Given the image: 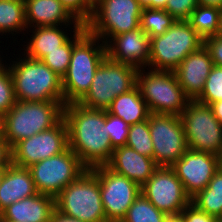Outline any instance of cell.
Masks as SVG:
<instances>
[{
    "mask_svg": "<svg viewBox=\"0 0 222 222\" xmlns=\"http://www.w3.org/2000/svg\"><path fill=\"white\" fill-rule=\"evenodd\" d=\"M191 203L199 210L214 216L217 220L222 217V169L214 174L208 186L191 198Z\"/></svg>",
    "mask_w": 222,
    "mask_h": 222,
    "instance_id": "25",
    "label": "cell"
},
{
    "mask_svg": "<svg viewBox=\"0 0 222 222\" xmlns=\"http://www.w3.org/2000/svg\"><path fill=\"white\" fill-rule=\"evenodd\" d=\"M65 103L58 101H16L1 119V134L12 148L19 141L57 125L63 119Z\"/></svg>",
    "mask_w": 222,
    "mask_h": 222,
    "instance_id": "2",
    "label": "cell"
},
{
    "mask_svg": "<svg viewBox=\"0 0 222 222\" xmlns=\"http://www.w3.org/2000/svg\"><path fill=\"white\" fill-rule=\"evenodd\" d=\"M28 169L37 192L53 198L87 170L69 147L64 152L39 161Z\"/></svg>",
    "mask_w": 222,
    "mask_h": 222,
    "instance_id": "11",
    "label": "cell"
},
{
    "mask_svg": "<svg viewBox=\"0 0 222 222\" xmlns=\"http://www.w3.org/2000/svg\"><path fill=\"white\" fill-rule=\"evenodd\" d=\"M73 33L71 37L59 47V50L48 52L47 55L41 60L43 61L53 72L63 78L66 74L68 66L70 64L71 53L73 45L87 32L86 26L82 25L80 28H70Z\"/></svg>",
    "mask_w": 222,
    "mask_h": 222,
    "instance_id": "27",
    "label": "cell"
},
{
    "mask_svg": "<svg viewBox=\"0 0 222 222\" xmlns=\"http://www.w3.org/2000/svg\"><path fill=\"white\" fill-rule=\"evenodd\" d=\"M222 100V67L213 66L197 102L210 105Z\"/></svg>",
    "mask_w": 222,
    "mask_h": 222,
    "instance_id": "32",
    "label": "cell"
},
{
    "mask_svg": "<svg viewBox=\"0 0 222 222\" xmlns=\"http://www.w3.org/2000/svg\"><path fill=\"white\" fill-rule=\"evenodd\" d=\"M220 11L221 9L217 7L198 5L187 21L203 39L215 36L218 31Z\"/></svg>",
    "mask_w": 222,
    "mask_h": 222,
    "instance_id": "28",
    "label": "cell"
},
{
    "mask_svg": "<svg viewBox=\"0 0 222 222\" xmlns=\"http://www.w3.org/2000/svg\"><path fill=\"white\" fill-rule=\"evenodd\" d=\"M171 168L192 198L205 189L220 168V157L202 151L188 149Z\"/></svg>",
    "mask_w": 222,
    "mask_h": 222,
    "instance_id": "16",
    "label": "cell"
},
{
    "mask_svg": "<svg viewBox=\"0 0 222 222\" xmlns=\"http://www.w3.org/2000/svg\"><path fill=\"white\" fill-rule=\"evenodd\" d=\"M107 112L121 118L129 126L147 120L150 115L146 101L142 98L137 85L130 91L117 96Z\"/></svg>",
    "mask_w": 222,
    "mask_h": 222,
    "instance_id": "24",
    "label": "cell"
},
{
    "mask_svg": "<svg viewBox=\"0 0 222 222\" xmlns=\"http://www.w3.org/2000/svg\"><path fill=\"white\" fill-rule=\"evenodd\" d=\"M25 30L28 31L25 0H0V35H15L14 32Z\"/></svg>",
    "mask_w": 222,
    "mask_h": 222,
    "instance_id": "26",
    "label": "cell"
},
{
    "mask_svg": "<svg viewBox=\"0 0 222 222\" xmlns=\"http://www.w3.org/2000/svg\"><path fill=\"white\" fill-rule=\"evenodd\" d=\"M165 222H186L184 216L179 214H170L166 216Z\"/></svg>",
    "mask_w": 222,
    "mask_h": 222,
    "instance_id": "44",
    "label": "cell"
},
{
    "mask_svg": "<svg viewBox=\"0 0 222 222\" xmlns=\"http://www.w3.org/2000/svg\"><path fill=\"white\" fill-rule=\"evenodd\" d=\"M138 69L137 86L150 113L181 116L190 99L185 95L174 71Z\"/></svg>",
    "mask_w": 222,
    "mask_h": 222,
    "instance_id": "7",
    "label": "cell"
},
{
    "mask_svg": "<svg viewBox=\"0 0 222 222\" xmlns=\"http://www.w3.org/2000/svg\"><path fill=\"white\" fill-rule=\"evenodd\" d=\"M8 67L13 79L16 101H58L64 103L62 78L43 61L23 54ZM11 65V66H10Z\"/></svg>",
    "mask_w": 222,
    "mask_h": 222,
    "instance_id": "3",
    "label": "cell"
},
{
    "mask_svg": "<svg viewBox=\"0 0 222 222\" xmlns=\"http://www.w3.org/2000/svg\"><path fill=\"white\" fill-rule=\"evenodd\" d=\"M220 168L222 169V154L220 155Z\"/></svg>",
    "mask_w": 222,
    "mask_h": 222,
    "instance_id": "48",
    "label": "cell"
},
{
    "mask_svg": "<svg viewBox=\"0 0 222 222\" xmlns=\"http://www.w3.org/2000/svg\"><path fill=\"white\" fill-rule=\"evenodd\" d=\"M137 72V68L106 56L95 72L89 91L78 103L87 108L107 111L117 96L137 85Z\"/></svg>",
    "mask_w": 222,
    "mask_h": 222,
    "instance_id": "8",
    "label": "cell"
},
{
    "mask_svg": "<svg viewBox=\"0 0 222 222\" xmlns=\"http://www.w3.org/2000/svg\"><path fill=\"white\" fill-rule=\"evenodd\" d=\"M138 0H96L87 31L106 43L111 37L140 27Z\"/></svg>",
    "mask_w": 222,
    "mask_h": 222,
    "instance_id": "9",
    "label": "cell"
},
{
    "mask_svg": "<svg viewBox=\"0 0 222 222\" xmlns=\"http://www.w3.org/2000/svg\"><path fill=\"white\" fill-rule=\"evenodd\" d=\"M213 66L210 53L203 45L186 56L174 70L180 86L190 100H196L200 96Z\"/></svg>",
    "mask_w": 222,
    "mask_h": 222,
    "instance_id": "18",
    "label": "cell"
},
{
    "mask_svg": "<svg viewBox=\"0 0 222 222\" xmlns=\"http://www.w3.org/2000/svg\"><path fill=\"white\" fill-rule=\"evenodd\" d=\"M204 45L187 20L176 22L162 35L150 38L148 69L174 71L183 59Z\"/></svg>",
    "mask_w": 222,
    "mask_h": 222,
    "instance_id": "5",
    "label": "cell"
},
{
    "mask_svg": "<svg viewBox=\"0 0 222 222\" xmlns=\"http://www.w3.org/2000/svg\"><path fill=\"white\" fill-rule=\"evenodd\" d=\"M140 28L149 38L164 34L176 19L164 9L144 8L140 16Z\"/></svg>",
    "mask_w": 222,
    "mask_h": 222,
    "instance_id": "29",
    "label": "cell"
},
{
    "mask_svg": "<svg viewBox=\"0 0 222 222\" xmlns=\"http://www.w3.org/2000/svg\"><path fill=\"white\" fill-rule=\"evenodd\" d=\"M2 56L0 55V71L1 70H4L7 66H8V63L6 65V63H3V57L1 58ZM5 64V65H4Z\"/></svg>",
    "mask_w": 222,
    "mask_h": 222,
    "instance_id": "47",
    "label": "cell"
},
{
    "mask_svg": "<svg viewBox=\"0 0 222 222\" xmlns=\"http://www.w3.org/2000/svg\"><path fill=\"white\" fill-rule=\"evenodd\" d=\"M37 193L29 169L10 163L0 185V213L11 204Z\"/></svg>",
    "mask_w": 222,
    "mask_h": 222,
    "instance_id": "22",
    "label": "cell"
},
{
    "mask_svg": "<svg viewBox=\"0 0 222 222\" xmlns=\"http://www.w3.org/2000/svg\"><path fill=\"white\" fill-rule=\"evenodd\" d=\"M105 57V43L88 31L73 45L70 64L62 78L65 105L78 103L87 94Z\"/></svg>",
    "mask_w": 222,
    "mask_h": 222,
    "instance_id": "4",
    "label": "cell"
},
{
    "mask_svg": "<svg viewBox=\"0 0 222 222\" xmlns=\"http://www.w3.org/2000/svg\"><path fill=\"white\" fill-rule=\"evenodd\" d=\"M181 214L184 216L186 222H218V220L199 210L194 204L190 203L182 211Z\"/></svg>",
    "mask_w": 222,
    "mask_h": 222,
    "instance_id": "37",
    "label": "cell"
},
{
    "mask_svg": "<svg viewBox=\"0 0 222 222\" xmlns=\"http://www.w3.org/2000/svg\"><path fill=\"white\" fill-rule=\"evenodd\" d=\"M148 123L154 161L158 166L171 167L188 150L181 117L150 113Z\"/></svg>",
    "mask_w": 222,
    "mask_h": 222,
    "instance_id": "12",
    "label": "cell"
},
{
    "mask_svg": "<svg viewBox=\"0 0 222 222\" xmlns=\"http://www.w3.org/2000/svg\"><path fill=\"white\" fill-rule=\"evenodd\" d=\"M68 147V130L62 119L54 127L16 143L11 148V163L29 168L39 161L64 152Z\"/></svg>",
    "mask_w": 222,
    "mask_h": 222,
    "instance_id": "14",
    "label": "cell"
},
{
    "mask_svg": "<svg viewBox=\"0 0 222 222\" xmlns=\"http://www.w3.org/2000/svg\"><path fill=\"white\" fill-rule=\"evenodd\" d=\"M198 5L222 9V0H197Z\"/></svg>",
    "mask_w": 222,
    "mask_h": 222,
    "instance_id": "43",
    "label": "cell"
},
{
    "mask_svg": "<svg viewBox=\"0 0 222 222\" xmlns=\"http://www.w3.org/2000/svg\"><path fill=\"white\" fill-rule=\"evenodd\" d=\"M104 125L113 148L126 146L130 126L124 120L106 111Z\"/></svg>",
    "mask_w": 222,
    "mask_h": 222,
    "instance_id": "33",
    "label": "cell"
},
{
    "mask_svg": "<svg viewBox=\"0 0 222 222\" xmlns=\"http://www.w3.org/2000/svg\"><path fill=\"white\" fill-rule=\"evenodd\" d=\"M216 36H219L222 38V9L219 14L218 31H217Z\"/></svg>",
    "mask_w": 222,
    "mask_h": 222,
    "instance_id": "45",
    "label": "cell"
},
{
    "mask_svg": "<svg viewBox=\"0 0 222 222\" xmlns=\"http://www.w3.org/2000/svg\"><path fill=\"white\" fill-rule=\"evenodd\" d=\"M106 56L115 62L146 68L150 60V38L140 27L111 37L106 43Z\"/></svg>",
    "mask_w": 222,
    "mask_h": 222,
    "instance_id": "17",
    "label": "cell"
},
{
    "mask_svg": "<svg viewBox=\"0 0 222 222\" xmlns=\"http://www.w3.org/2000/svg\"><path fill=\"white\" fill-rule=\"evenodd\" d=\"M50 222H82V221L77 220L75 218L67 217L58 212L57 210H55L52 214Z\"/></svg>",
    "mask_w": 222,
    "mask_h": 222,
    "instance_id": "41",
    "label": "cell"
},
{
    "mask_svg": "<svg viewBox=\"0 0 222 222\" xmlns=\"http://www.w3.org/2000/svg\"><path fill=\"white\" fill-rule=\"evenodd\" d=\"M166 216L140 193L121 222H165Z\"/></svg>",
    "mask_w": 222,
    "mask_h": 222,
    "instance_id": "30",
    "label": "cell"
},
{
    "mask_svg": "<svg viewBox=\"0 0 222 222\" xmlns=\"http://www.w3.org/2000/svg\"><path fill=\"white\" fill-rule=\"evenodd\" d=\"M16 103L13 79L8 67L0 71V118Z\"/></svg>",
    "mask_w": 222,
    "mask_h": 222,
    "instance_id": "34",
    "label": "cell"
},
{
    "mask_svg": "<svg viewBox=\"0 0 222 222\" xmlns=\"http://www.w3.org/2000/svg\"><path fill=\"white\" fill-rule=\"evenodd\" d=\"M99 180L101 200L107 222H121L141 193V187L111 170L107 165L90 169Z\"/></svg>",
    "mask_w": 222,
    "mask_h": 222,
    "instance_id": "13",
    "label": "cell"
},
{
    "mask_svg": "<svg viewBox=\"0 0 222 222\" xmlns=\"http://www.w3.org/2000/svg\"><path fill=\"white\" fill-rule=\"evenodd\" d=\"M188 149L222 154V125L209 105L190 100L181 114Z\"/></svg>",
    "mask_w": 222,
    "mask_h": 222,
    "instance_id": "10",
    "label": "cell"
},
{
    "mask_svg": "<svg viewBox=\"0 0 222 222\" xmlns=\"http://www.w3.org/2000/svg\"><path fill=\"white\" fill-rule=\"evenodd\" d=\"M204 46L208 49L213 64L222 67V38L209 36L204 39Z\"/></svg>",
    "mask_w": 222,
    "mask_h": 222,
    "instance_id": "38",
    "label": "cell"
},
{
    "mask_svg": "<svg viewBox=\"0 0 222 222\" xmlns=\"http://www.w3.org/2000/svg\"><path fill=\"white\" fill-rule=\"evenodd\" d=\"M107 166L142 187L159 167L153 158L139 154L136 150L120 146L114 148Z\"/></svg>",
    "mask_w": 222,
    "mask_h": 222,
    "instance_id": "19",
    "label": "cell"
},
{
    "mask_svg": "<svg viewBox=\"0 0 222 222\" xmlns=\"http://www.w3.org/2000/svg\"><path fill=\"white\" fill-rule=\"evenodd\" d=\"M55 210V198L37 193L5 208L0 213V221L50 222Z\"/></svg>",
    "mask_w": 222,
    "mask_h": 222,
    "instance_id": "20",
    "label": "cell"
},
{
    "mask_svg": "<svg viewBox=\"0 0 222 222\" xmlns=\"http://www.w3.org/2000/svg\"><path fill=\"white\" fill-rule=\"evenodd\" d=\"M6 169H7V167H0V185H1L2 179L4 177V174L6 172Z\"/></svg>",
    "mask_w": 222,
    "mask_h": 222,
    "instance_id": "46",
    "label": "cell"
},
{
    "mask_svg": "<svg viewBox=\"0 0 222 222\" xmlns=\"http://www.w3.org/2000/svg\"><path fill=\"white\" fill-rule=\"evenodd\" d=\"M11 163V148L0 134V167H7Z\"/></svg>",
    "mask_w": 222,
    "mask_h": 222,
    "instance_id": "39",
    "label": "cell"
},
{
    "mask_svg": "<svg viewBox=\"0 0 222 222\" xmlns=\"http://www.w3.org/2000/svg\"><path fill=\"white\" fill-rule=\"evenodd\" d=\"M213 111L214 116L219 121V123L222 125V100L216 101L209 105Z\"/></svg>",
    "mask_w": 222,
    "mask_h": 222,
    "instance_id": "42",
    "label": "cell"
},
{
    "mask_svg": "<svg viewBox=\"0 0 222 222\" xmlns=\"http://www.w3.org/2000/svg\"><path fill=\"white\" fill-rule=\"evenodd\" d=\"M126 146L136 150L139 154L153 158V142L148 119L129 127Z\"/></svg>",
    "mask_w": 222,
    "mask_h": 222,
    "instance_id": "31",
    "label": "cell"
},
{
    "mask_svg": "<svg viewBox=\"0 0 222 222\" xmlns=\"http://www.w3.org/2000/svg\"><path fill=\"white\" fill-rule=\"evenodd\" d=\"M141 193L167 215L179 214L191 203V197L171 167L159 166L141 187Z\"/></svg>",
    "mask_w": 222,
    "mask_h": 222,
    "instance_id": "15",
    "label": "cell"
},
{
    "mask_svg": "<svg viewBox=\"0 0 222 222\" xmlns=\"http://www.w3.org/2000/svg\"><path fill=\"white\" fill-rule=\"evenodd\" d=\"M25 12L29 30L44 26L73 25V28L82 26L59 0H25Z\"/></svg>",
    "mask_w": 222,
    "mask_h": 222,
    "instance_id": "21",
    "label": "cell"
},
{
    "mask_svg": "<svg viewBox=\"0 0 222 222\" xmlns=\"http://www.w3.org/2000/svg\"><path fill=\"white\" fill-rule=\"evenodd\" d=\"M55 208L61 214L82 222H107L99 180L90 169L55 197Z\"/></svg>",
    "mask_w": 222,
    "mask_h": 222,
    "instance_id": "6",
    "label": "cell"
},
{
    "mask_svg": "<svg viewBox=\"0 0 222 222\" xmlns=\"http://www.w3.org/2000/svg\"><path fill=\"white\" fill-rule=\"evenodd\" d=\"M105 118L106 110L87 108L79 103L64 106L69 148L87 169L107 165L113 155Z\"/></svg>",
    "mask_w": 222,
    "mask_h": 222,
    "instance_id": "1",
    "label": "cell"
},
{
    "mask_svg": "<svg viewBox=\"0 0 222 222\" xmlns=\"http://www.w3.org/2000/svg\"><path fill=\"white\" fill-rule=\"evenodd\" d=\"M69 13L82 25L92 16L95 0H59Z\"/></svg>",
    "mask_w": 222,
    "mask_h": 222,
    "instance_id": "35",
    "label": "cell"
},
{
    "mask_svg": "<svg viewBox=\"0 0 222 222\" xmlns=\"http://www.w3.org/2000/svg\"><path fill=\"white\" fill-rule=\"evenodd\" d=\"M62 26L69 27L68 25L34 27L32 31H29L32 32L29 42L22 49L26 51L24 54L32 59L42 60L48 52L59 50L70 35Z\"/></svg>",
    "mask_w": 222,
    "mask_h": 222,
    "instance_id": "23",
    "label": "cell"
},
{
    "mask_svg": "<svg viewBox=\"0 0 222 222\" xmlns=\"http://www.w3.org/2000/svg\"><path fill=\"white\" fill-rule=\"evenodd\" d=\"M197 6V0H168L164 10L176 20H187Z\"/></svg>",
    "mask_w": 222,
    "mask_h": 222,
    "instance_id": "36",
    "label": "cell"
},
{
    "mask_svg": "<svg viewBox=\"0 0 222 222\" xmlns=\"http://www.w3.org/2000/svg\"><path fill=\"white\" fill-rule=\"evenodd\" d=\"M168 0H138L142 9H165Z\"/></svg>",
    "mask_w": 222,
    "mask_h": 222,
    "instance_id": "40",
    "label": "cell"
}]
</instances>
